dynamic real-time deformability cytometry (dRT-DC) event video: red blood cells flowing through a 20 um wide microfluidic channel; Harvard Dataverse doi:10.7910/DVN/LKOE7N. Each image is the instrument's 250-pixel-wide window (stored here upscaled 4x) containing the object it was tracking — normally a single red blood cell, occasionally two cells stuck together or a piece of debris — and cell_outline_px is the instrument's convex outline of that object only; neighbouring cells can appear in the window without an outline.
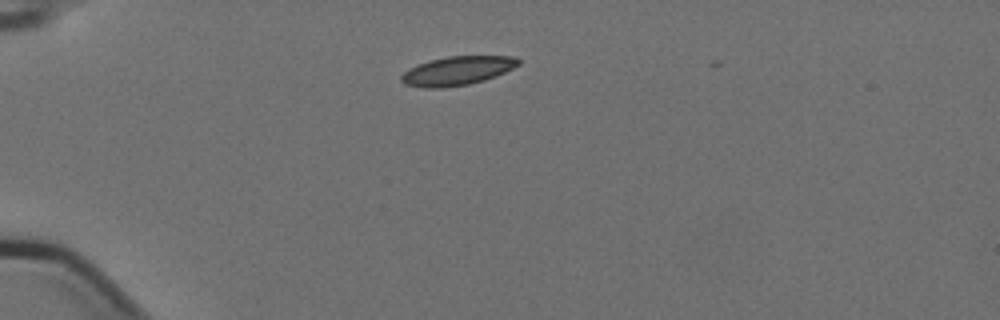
{"species": "Egyptian fruit bat (a non-hibernating species)", "species_latin": "Rousettus aegyptiacus", "temperature_condition": "cold", "stored_images_in_passage": 2, "camera_frame_rate_fps": 3000, "um_per_image_px": 0.085, "animal": {"sex": "female"}, "frame": {"image": 1, "passage_image": 1, "time_ms": 0.0, "image_size_px": [1000, 320], "cell_outline_px": [[520, 64], [496, 76], [484, 80], [468, 84], [444, 88], [424, 88], [404, 84], [400, 80], [400, 76], [408, 68], [428, 60], [448, 56], [516, 56], [520, 60]], "centroid_in_image_um": [38.84, 6.01], "position_along_channel_um": 46.2, "area_um2": 19.83}}